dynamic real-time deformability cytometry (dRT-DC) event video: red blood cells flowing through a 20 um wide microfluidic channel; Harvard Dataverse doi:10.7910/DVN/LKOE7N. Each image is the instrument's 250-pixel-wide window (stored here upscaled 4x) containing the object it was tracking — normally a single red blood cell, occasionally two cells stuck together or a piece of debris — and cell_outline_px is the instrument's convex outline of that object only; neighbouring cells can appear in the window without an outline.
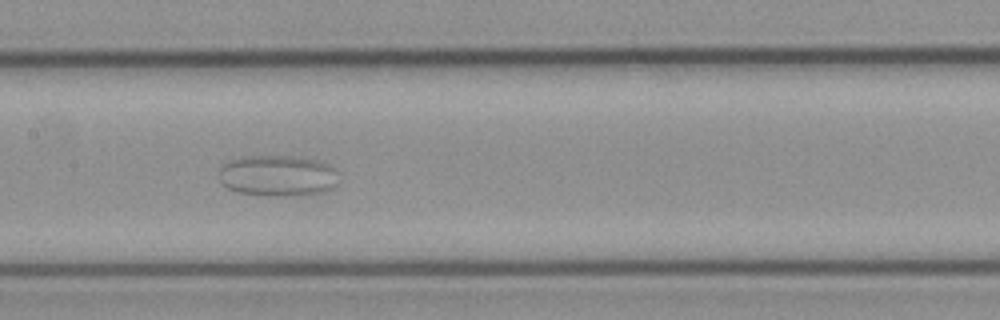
{"species": "common noctule bat (a hibernating species)", "species_latin": "Nyctalus noctula", "temperature_condition": "cold", "stored_images_in_passage": 34, "camera_frame_rate_fps": 3000, "um_per_image_px": 0.085, "animal": {"sex": "female", "body_mass_g": 21.9}, "frame": {"image": 1, "passage_image": 29, "time_ms": 9.333, "image_size_px": [1000, 320], "cell_outline_px": [[340, 184], [328, 192], [312, 196], [268, 196], [236, 192], [220, 184], [220, 164], [228, 160], [240, 156], [292, 156], [316, 160], [328, 164], [336, 168]], "centroid_in_image_um": [23.65, 14.96], "position_along_channel_um": 183.7, "area_um2": 29.82}}